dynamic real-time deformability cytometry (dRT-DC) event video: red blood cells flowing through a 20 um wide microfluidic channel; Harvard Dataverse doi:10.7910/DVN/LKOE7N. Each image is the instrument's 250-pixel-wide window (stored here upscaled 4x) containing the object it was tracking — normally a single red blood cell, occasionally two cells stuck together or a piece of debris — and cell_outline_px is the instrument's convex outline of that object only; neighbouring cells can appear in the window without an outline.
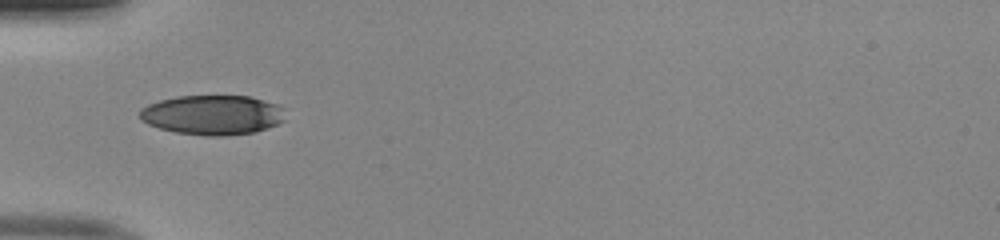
{"species": "human", "species_latin": "Homo sapiens", "temperature_condition": "room temperature", "stored_images_in_passage": 29, "camera_frame_rate_fps": 3000, "um_per_image_px": 0.085, "donor": {"sex": "male"}, "frame": {"image": 1, "passage_image": 1, "time_ms": 0.0, "image_size_px": [1000, 240], "cell_outline_px": [[268, 124], [260, 128], [244, 132], [188, 132], [168, 128], [156, 124], [156, 104], [168, 100], [192, 96], [244, 96], [256, 100]], "centroid_in_image_um": [17.92, 9.71], "position_along_channel_um": 67.1, "area_um2": 25.32}}
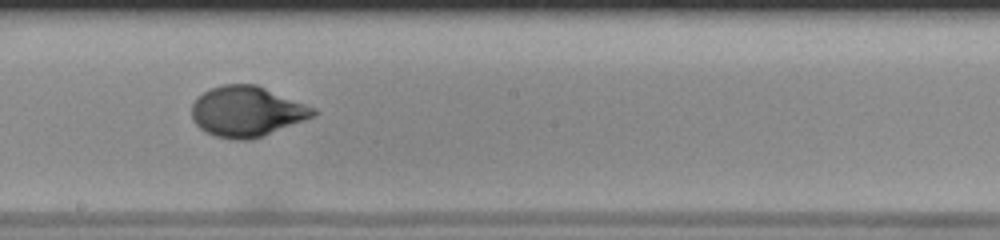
{"frame": {"image": 2, "passage_image": 13, "time_ms": 4.0, "image_size_px": [1000, 240], "cell_outline_px": [[304, 116], [264, 132], [252, 136], [232, 136], [216, 132], [208, 128], [204, 124], [240, 88], [256, 88], [264, 92]], "centroid_in_image_um": [21.31, 9.7], "position_along_channel_um": 226.9, "area_um2": 20.75}}
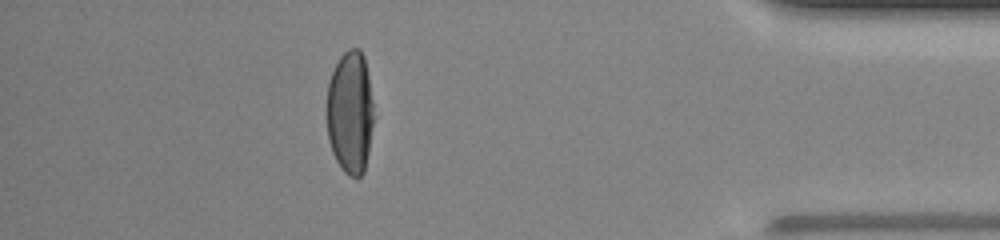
{"frame": {"image": 3, "passage_image": 29, "time_ms": 9.333, "image_size_px": [1000, 240], "cell_outline_px": [[368, 136], [364, 164], [360, 172], [348, 172], [344, 168], [336, 156], [332, 144], [328, 128], [328, 92], [332, 76], [336, 68], [344, 56], [360, 56], [364, 64], [368, 100]], "centroid_in_image_um": [29.67, 9.62], "position_along_channel_um": 405.5, "area_um2": 27.98}}